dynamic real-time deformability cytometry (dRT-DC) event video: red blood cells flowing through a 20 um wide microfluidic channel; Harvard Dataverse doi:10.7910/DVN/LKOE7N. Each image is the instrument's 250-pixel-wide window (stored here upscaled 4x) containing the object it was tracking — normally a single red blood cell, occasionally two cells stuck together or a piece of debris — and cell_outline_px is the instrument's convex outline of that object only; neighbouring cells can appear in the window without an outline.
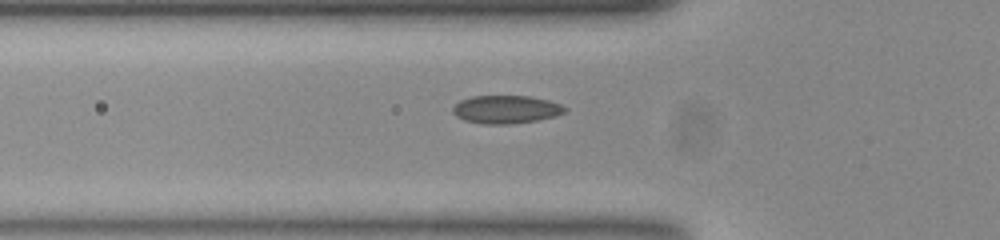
{"species": "common noctule bat (a hibernating species)", "species_latin": "Nyctalus noctula", "temperature_condition": "room temperature", "stored_images_in_passage": 37, "camera_frame_rate_fps": 3000, "um_per_image_px": 0.085, "animal": {"sex": "female", "body_mass_g": 23.0, "forearm_length_mm": 53.4}, "frame": {"image": 1, "passage_image": 8, "time_ms": 2.333, "image_size_px": [1000, 240], "cell_outline_px": [[568, 108], [564, 112], [556, 116], [536, 120], [508, 124], [484, 124], [464, 120], [456, 116], [452, 112], [452, 108], [460, 100], [472, 96], [528, 96], [548, 100], [560, 104]], "centroid_in_image_um": [43.0, 9.3], "position_along_channel_um": 82.8, "area_um2": 18.26}}
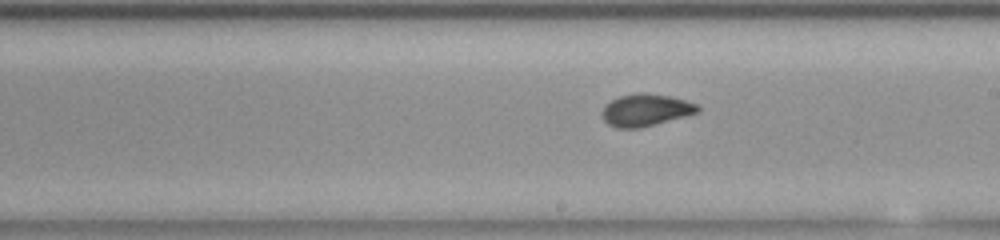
{"frame": {"image": 2, "passage_image": 20, "time_ms": 6.333, "image_size_px": [1000, 240], "cell_outline_px": [[700, 112], [656, 124], [640, 128], [616, 128], [608, 124], [604, 120], [600, 112], [604, 104], [620, 96], [640, 92], [644, 92], [672, 96], [696, 104], [700, 108]], "centroid_in_image_um": [54.86, 9.35], "position_along_channel_um": 234.1, "area_um2": 18.09}}
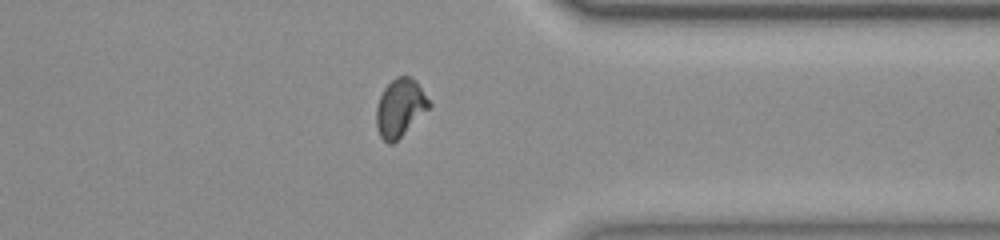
{"frame": {"image": 3, "passage_image": 32, "time_ms": 10.333, "image_size_px": [1000, 240], "cell_outline_px": [[432, 104], [392, 144], [388, 144], [380, 136], [376, 128], [376, 108], [380, 96], [384, 88], [396, 76], [412, 76], [416, 80]], "centroid_in_image_um": [33.98, 9.13], "position_along_channel_um": 377.4, "area_um2": 17.51}}